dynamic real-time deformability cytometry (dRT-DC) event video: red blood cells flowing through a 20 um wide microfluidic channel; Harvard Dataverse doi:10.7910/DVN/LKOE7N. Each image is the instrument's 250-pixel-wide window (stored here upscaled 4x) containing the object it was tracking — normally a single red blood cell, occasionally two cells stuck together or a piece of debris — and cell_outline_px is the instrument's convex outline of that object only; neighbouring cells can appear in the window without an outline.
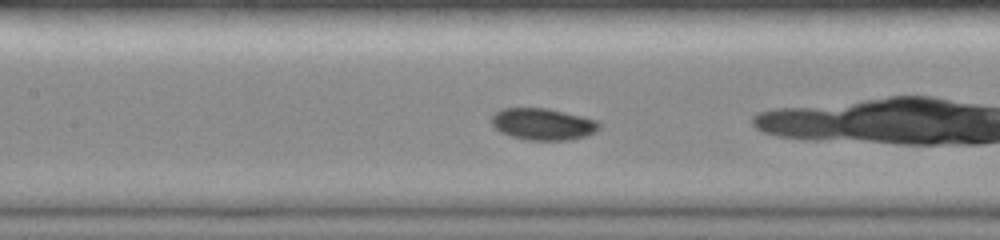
{"species": "common noctule bat (a hibernating species)", "species_latin": "Nyctalus noctula", "temperature_condition": "room temperature", "stored_images_in_passage": 43, "camera_frame_rate_fps": 3000, "um_per_image_px": 0.085, "animal": {"sex": "female", "body_mass_g": 19.0, "forearm_length_mm": 51.5}, "frame": {"image": 1, "passage_image": 18, "time_ms": 5.667, "image_size_px": [1000, 240], "cell_outline_px": [[600, 128], [596, 132], [572, 140], [524, 140], [500, 132], [492, 124], [492, 116], [496, 112], [504, 108], [548, 108], [596, 120], [600, 124]], "centroid_in_image_um": [46.15, 10.56], "position_along_channel_um": 161.2, "area_um2": 19.83}}
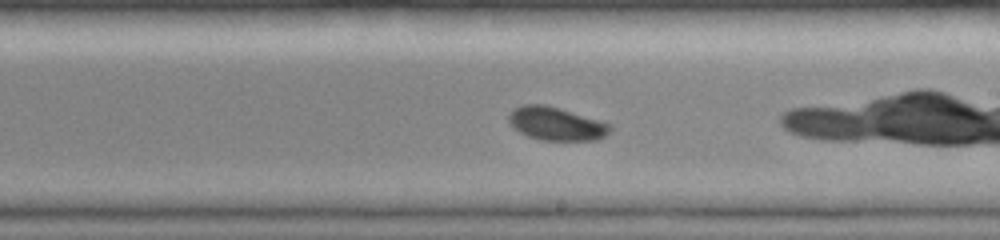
{"frame": {"image": 2, "passage_image": 24, "time_ms": 7.667, "image_size_px": [1000, 240], "cell_outline_px": [[612, 128], [604, 136], [596, 140], [544, 140], [528, 136], [512, 128], [508, 124], [508, 116], [516, 108], [524, 104], [544, 104], [560, 108], [612, 124]], "centroid_in_image_um": [47.26, 10.51], "position_along_channel_um": 241.7, "area_um2": 19.59}}
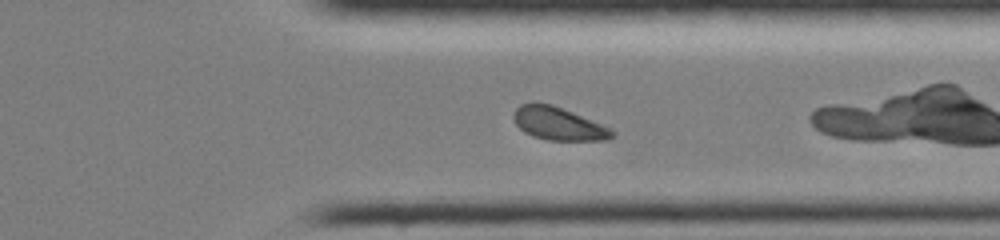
{"frame": {"image": 3, "passage_image": 33, "time_ms": 10.667, "image_size_px": [1000, 240], "cell_outline_px": [[616, 136], [608, 140], [548, 140], [532, 136], [524, 132], [516, 124], [512, 116], [516, 108], [520, 104], [532, 100], [536, 100], [552, 104], [612, 128], [616, 132]], "centroid_in_image_um": [47.45, 10.48], "position_along_channel_um": 363.9, "area_um2": 19.36}, "authors_computed_cell_mechanics": {"area_um2": 20.3456, "velocity_mm_per_s": 4.0336, "shape_relaxation_time_tau1_ms": 0.2929, "shape_relaxation_time_tau2_ms": null, "deformation_change_tau1": 0.1677, "deformation_change_tau2": null}}